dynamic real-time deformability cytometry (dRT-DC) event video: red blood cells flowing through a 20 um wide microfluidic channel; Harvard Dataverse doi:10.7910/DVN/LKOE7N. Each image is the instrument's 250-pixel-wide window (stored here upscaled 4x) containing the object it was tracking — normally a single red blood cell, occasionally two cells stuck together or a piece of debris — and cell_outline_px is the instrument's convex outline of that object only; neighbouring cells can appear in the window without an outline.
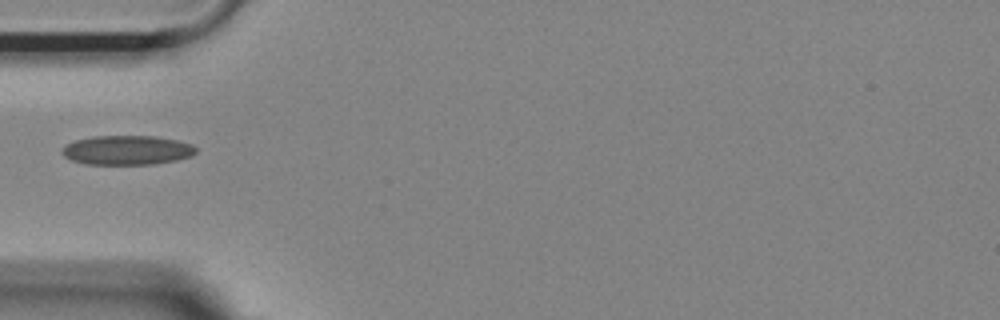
{"species": "Egyptian fruit bat (a non-hibernating species)", "species_latin": "Rousettus aegyptiacus", "temperature_condition": "room temperature", "stored_images_in_passage": 38, "camera_frame_rate_fps": 3000, "um_per_image_px": 0.085, "animal": {"sex": "female"}, "frame": {"image": 1, "passage_image": 1, "time_ms": 0.0, "image_size_px": [1000, 320], "cell_outline_px": [[192, 152], [184, 156], [168, 160], [140, 164], [96, 164], [76, 160], [68, 156], [64, 152], [64, 148], [80, 140], [108, 136], [140, 136], [168, 140], [184, 144], [192, 148]], "centroid_in_image_um": [10.7, 12.77], "position_along_channel_um": 74.3, "area_um2": 20.29}}
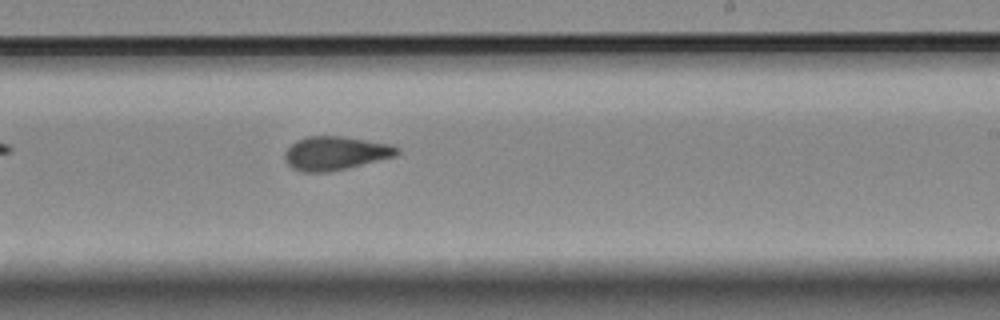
{"frame": {"image": 2, "passage_image": 16, "time_ms": 5.0, "image_size_px": [1000, 320], "cell_outline_px": [[396, 152], [388, 156], [336, 168], [300, 168], [292, 164], [288, 160], [288, 152], [296, 144], [304, 140], [352, 140], [376, 144], [396, 148]], "centroid_in_image_um": [28.51, 13.03], "position_along_channel_um": 260.5, "area_um2": 16.7}}
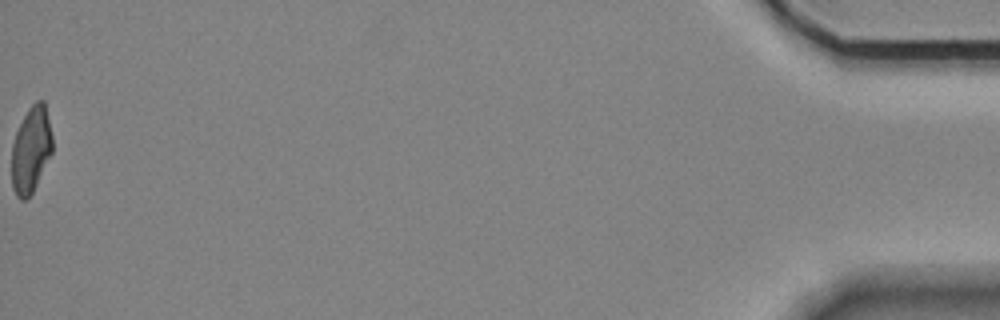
{"frame": {"image": 3, "passage_image": 38, "time_ms": 12.333, "image_size_px": [1000, 320], "cell_outline_px": [[52, 152], [32, 192], [28, 196], [20, 196], [16, 192], [12, 184], [12, 148], [20, 124], [24, 116], [40, 100], [44, 104], [52, 140]], "centroid_in_image_um": [2.64, 12.75], "position_along_channel_um": 432.6, "area_um2": 19.02}}